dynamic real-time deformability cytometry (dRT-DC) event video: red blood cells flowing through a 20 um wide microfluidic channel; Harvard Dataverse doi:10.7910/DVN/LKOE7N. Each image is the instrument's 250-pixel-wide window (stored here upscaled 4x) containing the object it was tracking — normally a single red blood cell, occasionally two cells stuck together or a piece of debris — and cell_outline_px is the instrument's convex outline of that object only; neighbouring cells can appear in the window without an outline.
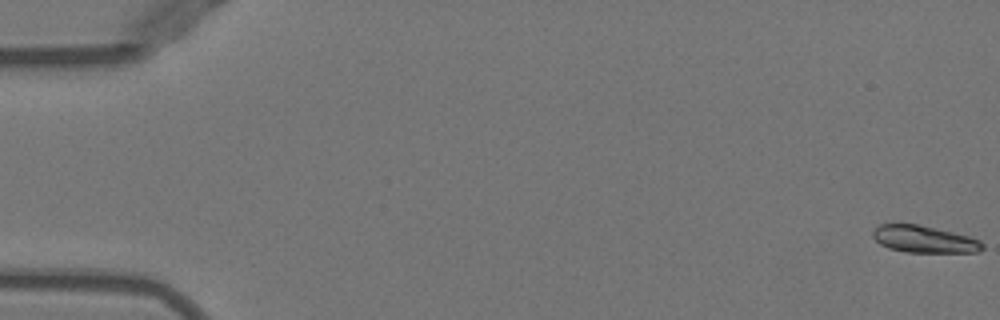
{"species": "Egyptian fruit bat (a non-hibernating species)", "species_latin": "Rousettus aegyptiacus", "temperature_condition": "warm", "stored_images_in_passage": 24, "camera_frame_rate_fps": 3000, "um_per_image_px": 0.085, "animal": {"sex": "female"}, "frame": {"image": 1, "passage_image": 1, "time_ms": 0.0, "image_size_px": [1000, 320], "cell_outline_px": [[984, 248], [976, 252], [904, 252], [888, 248], [880, 244], [872, 236], [872, 232], [880, 224], [916, 224], [952, 232], [968, 236], [980, 240], [984, 244]], "centroid_in_image_um": [78.54, 20.34], "position_along_channel_um": 6.5, "area_um2": 17.11}}
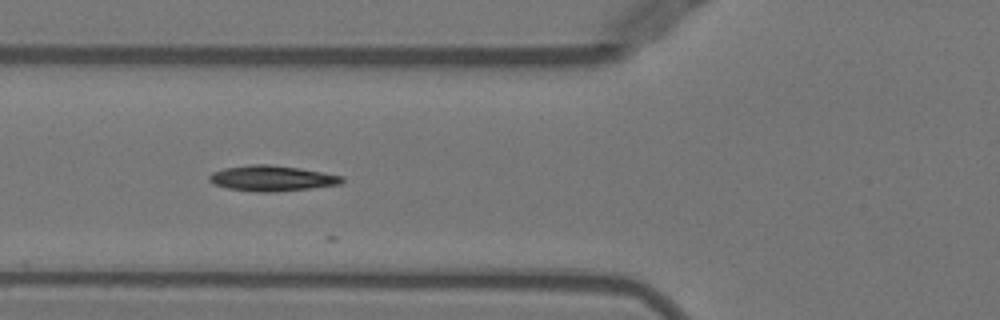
{"frame": {"image": 2, "passage_image": 20, "time_ms": 6.333, "image_size_px": [1000, 320], "cell_outline_px": [[344, 180], [340, 184], [276, 192], [260, 192], [228, 188], [212, 184], [208, 180], [208, 176], [212, 172], [224, 168], [252, 164], [268, 164], [300, 168], [344, 176]], "centroid_in_image_um": [23.08, 15.15], "position_along_channel_um": 102.7, "area_um2": 19.71}}
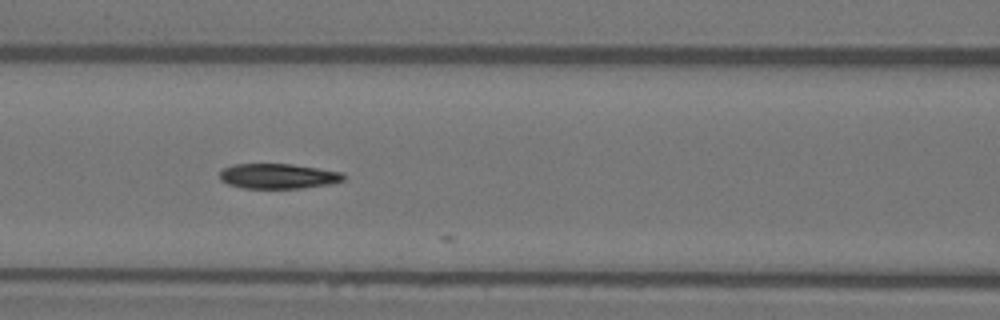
{"frame": {"image": 3, "passage_image": 23, "time_ms": 7.333, "image_size_px": [1000, 320], "cell_outline_px": [[344, 180], [332, 184], [300, 188], [244, 188], [228, 184], [220, 180], [220, 172], [224, 168], [232, 164], [292, 164], [344, 172]], "centroid_in_image_um": [23.66, 14.97], "position_along_channel_um": 142.9, "area_um2": 18.15}}